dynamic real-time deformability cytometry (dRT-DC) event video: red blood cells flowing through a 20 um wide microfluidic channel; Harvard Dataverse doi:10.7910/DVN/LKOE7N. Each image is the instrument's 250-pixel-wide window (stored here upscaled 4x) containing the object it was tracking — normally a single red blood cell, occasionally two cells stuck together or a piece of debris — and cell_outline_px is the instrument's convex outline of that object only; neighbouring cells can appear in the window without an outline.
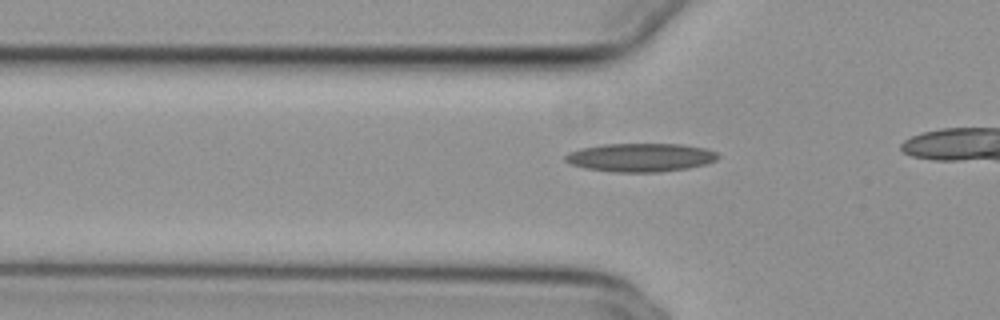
{"species": "common noctule bat (a hibernating species)", "species_latin": "Nyctalus noctula", "temperature_condition": "cold", "stored_images_in_passage": 14, "camera_frame_rate_fps": 3000, "um_per_image_px": 0.085, "animal": {"sex": "female", "body_mass_g": 29.2, "forearm_length_mm": 56.3}, "frame": {"image": 1, "passage_image": 8, "time_ms": 2.333, "image_size_px": [1000, 320], "cell_outline_px": [[720, 156], [716, 160], [704, 164], [688, 168], [660, 172], [616, 172], [584, 168], [572, 164], [564, 160], [564, 156], [568, 152], [580, 148], [604, 144], [680, 144], [704, 148], [716, 152]], "centroid_in_image_um": [54.42, 13.38], "position_along_channel_um": 71.4, "area_um2": 25.32}}
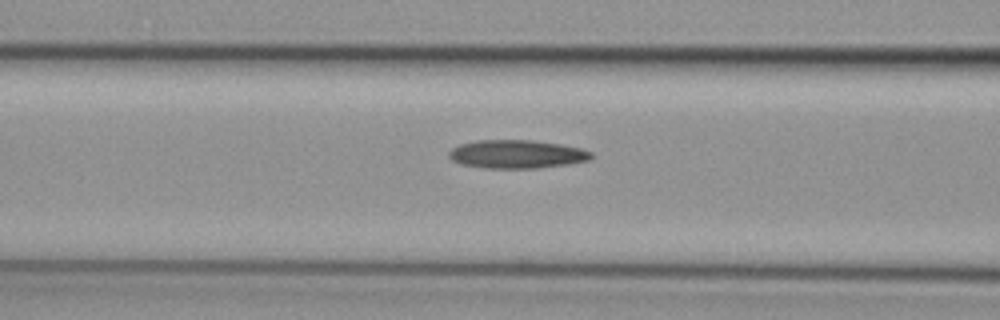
{"frame": {"image": 2, "passage_image": 12, "time_ms": 3.667, "image_size_px": [1000, 320], "cell_outline_px": [[592, 156], [588, 160], [568, 164], [536, 168], [484, 168], [460, 164], [452, 160], [448, 156], [448, 152], [452, 148], [460, 144], [476, 140], [532, 140], [560, 144], [580, 148], [592, 152]], "centroid_in_image_um": [43.89, 13.1], "position_along_channel_um": 122.7, "area_um2": 23.52}}